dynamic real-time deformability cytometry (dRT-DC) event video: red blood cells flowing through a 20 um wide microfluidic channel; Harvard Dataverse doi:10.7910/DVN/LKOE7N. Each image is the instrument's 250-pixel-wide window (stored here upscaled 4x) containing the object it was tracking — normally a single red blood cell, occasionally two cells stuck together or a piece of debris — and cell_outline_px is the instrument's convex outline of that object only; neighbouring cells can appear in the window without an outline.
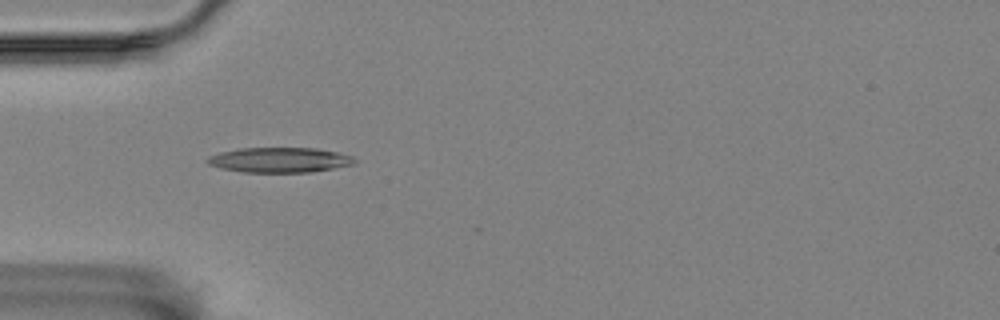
{"species": "Egyptian fruit bat (a non-hibernating species)", "species_latin": "Rousettus aegyptiacus", "temperature_condition": "room temperature", "stored_images_in_passage": 7, "camera_frame_rate_fps": 3000, "um_per_image_px": 0.085, "animal": {"sex": "female"}, "frame": {"image": 1, "passage_image": 5, "time_ms": 4.667, "image_size_px": [1000, 320], "cell_outline_px": [[356, 164], [312, 172], [244, 172], [220, 168], [208, 164], [204, 160], [208, 156], [220, 152], [236, 148], [316, 148], [340, 152], [352, 156], [356, 160]], "centroid_in_image_um": [23.76, 13.59], "position_along_channel_um": 61.2, "area_um2": 21.73}}
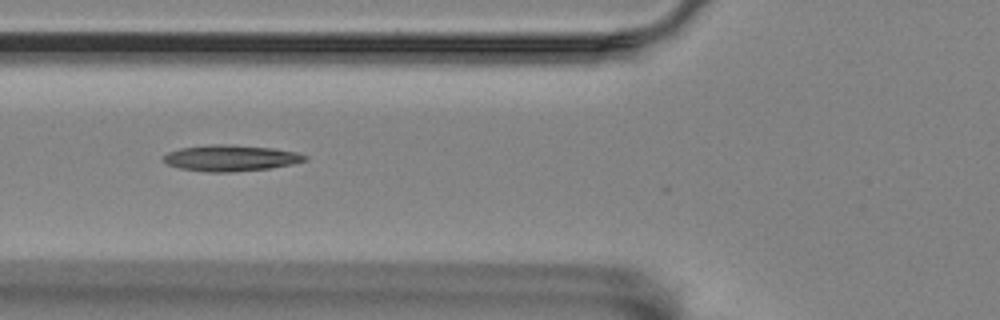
{"frame": {"image": 2, "passage_image": 6, "time_ms": 6.0, "image_size_px": [1000, 320], "cell_outline_px": [[308, 160], [292, 164], [268, 168], [232, 172], [208, 172], [180, 168], [168, 164], [164, 160], [164, 156], [168, 152], [180, 148], [212, 144], [228, 144], [272, 148], [296, 152], [308, 156]], "centroid_in_image_um": [19.63, 13.43], "position_along_channel_um": 106.2, "area_um2": 21.39}}
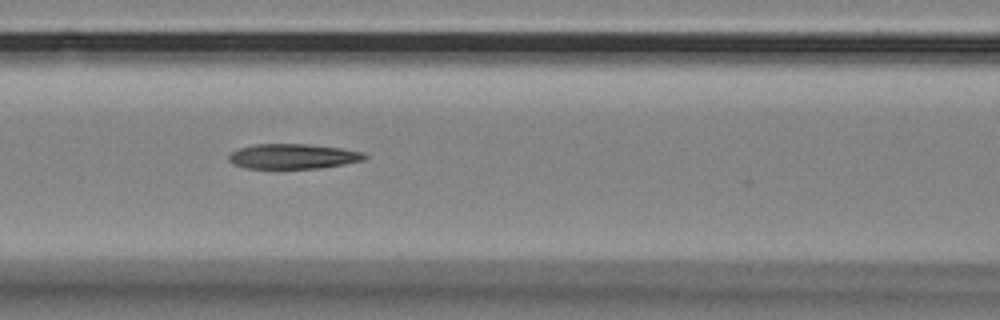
{"frame": {"image": 3, "passage_image": 7, "time_ms": 7.0, "image_size_px": [1000, 320], "cell_outline_px": [[368, 156], [364, 160], [344, 164], [320, 168], [244, 168], [232, 164], [228, 160], [228, 156], [232, 152], [240, 148], [256, 144], [304, 144], [340, 148], [364, 152]], "centroid_in_image_um": [24.9, 13.29], "position_along_channel_um": 141.7, "area_um2": 19.71}}